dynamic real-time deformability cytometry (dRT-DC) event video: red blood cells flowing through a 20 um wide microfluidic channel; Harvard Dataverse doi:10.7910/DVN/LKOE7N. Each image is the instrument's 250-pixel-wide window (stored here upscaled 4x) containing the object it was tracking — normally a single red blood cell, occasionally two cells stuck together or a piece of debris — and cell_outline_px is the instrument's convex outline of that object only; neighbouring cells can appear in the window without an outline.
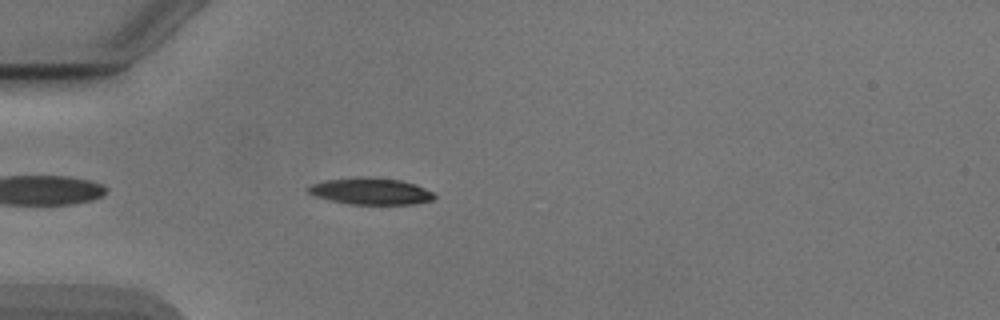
{"species": "Egyptian fruit bat (a non-hibernating species)", "species_latin": "Rousettus aegyptiacus", "temperature_condition": "cold", "stored_images_in_passage": 41, "camera_frame_rate_fps": 3000, "um_per_image_px": 0.085, "animal": {"sex": "male"}, "frame": {"image": 1, "passage_image": 4, "time_ms": 1.0, "image_size_px": [1000, 320], "cell_outline_px": [[436, 196], [432, 200], [416, 204], [348, 204], [316, 196], [308, 192], [308, 188], [312, 184], [328, 180], [360, 176], [368, 176], [400, 180], [416, 184], [432, 192]], "centroid_in_image_um": [31.55, 16.25], "position_along_channel_um": 53.4, "area_um2": 19.48}}
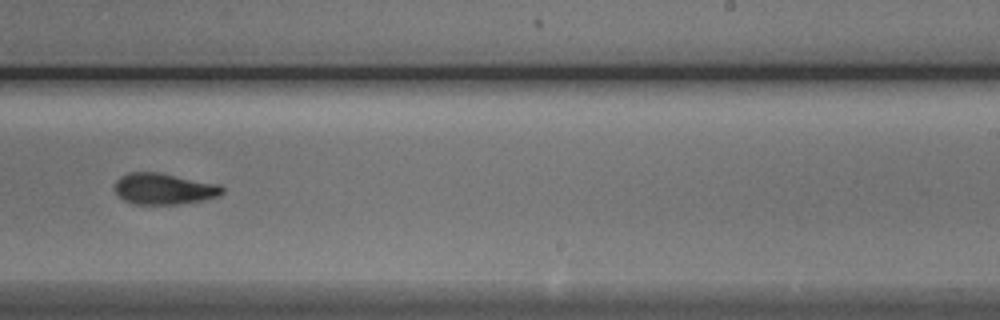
{"frame": {"image": 2, "passage_image": 22, "time_ms": 7.0, "image_size_px": [1000, 320], "cell_outline_px": [[224, 192], [216, 196], [204, 200], [180, 204], [132, 204], [124, 200], [116, 192], [116, 180], [120, 176], [128, 172], [160, 172], [220, 184], [224, 188]], "centroid_in_image_um": [13.95, 16.04], "position_along_channel_um": 275.0, "area_um2": 19.65}}
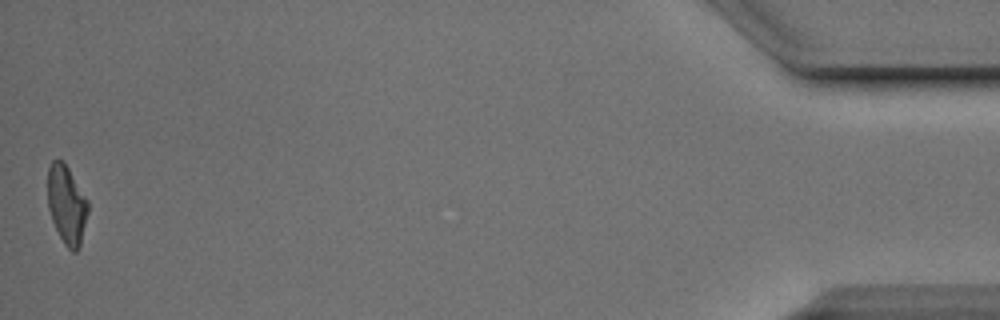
{"frame": {"image": 3, "passage_image": 41, "time_ms": 13.333, "image_size_px": [1000, 320], "cell_outline_px": [[88, 212], [80, 244], [76, 252], [72, 252], [64, 244], [52, 220], [48, 208], [48, 168], [52, 160], [60, 160], [68, 168], [88, 200]], "centroid_in_image_um": [5.66, 17.4], "position_along_channel_um": 429.5, "area_um2": 18.21}, "authors_computed_cell_mechanics": {"area_um2": 19.652, "velocity_mm_per_s": 3.8933, "shape_relaxation_time_tau1_ms": 4.4549, "shape_relaxation_time_tau2_ms": 4.5202, "deformation_change_tau1": 0.1646, "deformation_change_tau2": 0.127}}